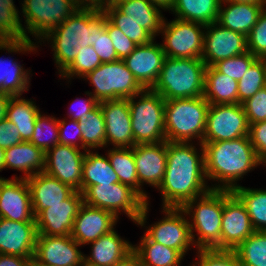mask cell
I'll return each mask as SVG.
<instances>
[{"mask_svg":"<svg viewBox=\"0 0 266 266\" xmlns=\"http://www.w3.org/2000/svg\"><path fill=\"white\" fill-rule=\"evenodd\" d=\"M249 123L242 104H210L202 143L248 136Z\"/></svg>","mask_w":266,"mask_h":266,"instance_id":"obj_12","label":"cell"},{"mask_svg":"<svg viewBox=\"0 0 266 266\" xmlns=\"http://www.w3.org/2000/svg\"><path fill=\"white\" fill-rule=\"evenodd\" d=\"M23 142L19 131L14 123L8 119L0 121V147L3 149L10 148Z\"/></svg>","mask_w":266,"mask_h":266,"instance_id":"obj_53","label":"cell"},{"mask_svg":"<svg viewBox=\"0 0 266 266\" xmlns=\"http://www.w3.org/2000/svg\"><path fill=\"white\" fill-rule=\"evenodd\" d=\"M223 207L224 190L218 189H211L181 207L191 218L188 222L196 249H221Z\"/></svg>","mask_w":266,"mask_h":266,"instance_id":"obj_5","label":"cell"},{"mask_svg":"<svg viewBox=\"0 0 266 266\" xmlns=\"http://www.w3.org/2000/svg\"><path fill=\"white\" fill-rule=\"evenodd\" d=\"M154 41L137 45L134 51L123 59L127 68L144 89H152L155 85L166 57L162 45Z\"/></svg>","mask_w":266,"mask_h":266,"instance_id":"obj_21","label":"cell"},{"mask_svg":"<svg viewBox=\"0 0 266 266\" xmlns=\"http://www.w3.org/2000/svg\"><path fill=\"white\" fill-rule=\"evenodd\" d=\"M257 59L251 52L247 51L242 55L220 60L213 67L218 72L239 81Z\"/></svg>","mask_w":266,"mask_h":266,"instance_id":"obj_46","label":"cell"},{"mask_svg":"<svg viewBox=\"0 0 266 266\" xmlns=\"http://www.w3.org/2000/svg\"><path fill=\"white\" fill-rule=\"evenodd\" d=\"M89 244L91 252L90 256L84 254V264L90 266H114L133 251V244L122 239L115 228Z\"/></svg>","mask_w":266,"mask_h":266,"instance_id":"obj_27","label":"cell"},{"mask_svg":"<svg viewBox=\"0 0 266 266\" xmlns=\"http://www.w3.org/2000/svg\"><path fill=\"white\" fill-rule=\"evenodd\" d=\"M87 121H78L82 132V144L84 151L106 147L105 119L98 104L92 111L87 113Z\"/></svg>","mask_w":266,"mask_h":266,"instance_id":"obj_38","label":"cell"},{"mask_svg":"<svg viewBox=\"0 0 266 266\" xmlns=\"http://www.w3.org/2000/svg\"><path fill=\"white\" fill-rule=\"evenodd\" d=\"M84 203L80 191H74L60 204L49 205L36 217L38 234L47 236L71 235L73 224L81 205Z\"/></svg>","mask_w":266,"mask_h":266,"instance_id":"obj_18","label":"cell"},{"mask_svg":"<svg viewBox=\"0 0 266 266\" xmlns=\"http://www.w3.org/2000/svg\"><path fill=\"white\" fill-rule=\"evenodd\" d=\"M254 232L249 214L241 200L231 190H224L221 249L234 250Z\"/></svg>","mask_w":266,"mask_h":266,"instance_id":"obj_17","label":"cell"},{"mask_svg":"<svg viewBox=\"0 0 266 266\" xmlns=\"http://www.w3.org/2000/svg\"><path fill=\"white\" fill-rule=\"evenodd\" d=\"M118 219L110 211L83 203L74 220L71 237L79 245H87L116 228Z\"/></svg>","mask_w":266,"mask_h":266,"instance_id":"obj_24","label":"cell"},{"mask_svg":"<svg viewBox=\"0 0 266 266\" xmlns=\"http://www.w3.org/2000/svg\"><path fill=\"white\" fill-rule=\"evenodd\" d=\"M163 219L146 227L144 232L152 241L178 250L184 257L195 246L185 212L181 208L162 207ZM186 217V218H185Z\"/></svg>","mask_w":266,"mask_h":266,"instance_id":"obj_13","label":"cell"},{"mask_svg":"<svg viewBox=\"0 0 266 266\" xmlns=\"http://www.w3.org/2000/svg\"><path fill=\"white\" fill-rule=\"evenodd\" d=\"M112 168L118 175L119 181L135 189L140 194L134 153L132 148L113 147L107 151Z\"/></svg>","mask_w":266,"mask_h":266,"instance_id":"obj_39","label":"cell"},{"mask_svg":"<svg viewBox=\"0 0 266 266\" xmlns=\"http://www.w3.org/2000/svg\"><path fill=\"white\" fill-rule=\"evenodd\" d=\"M19 13L13 0H0V50L11 54L37 52L39 45L25 39Z\"/></svg>","mask_w":266,"mask_h":266,"instance_id":"obj_25","label":"cell"},{"mask_svg":"<svg viewBox=\"0 0 266 266\" xmlns=\"http://www.w3.org/2000/svg\"><path fill=\"white\" fill-rule=\"evenodd\" d=\"M206 67L199 58L166 56L152 90L164 100L200 97L204 91Z\"/></svg>","mask_w":266,"mask_h":266,"instance_id":"obj_4","label":"cell"},{"mask_svg":"<svg viewBox=\"0 0 266 266\" xmlns=\"http://www.w3.org/2000/svg\"><path fill=\"white\" fill-rule=\"evenodd\" d=\"M30 72L32 71L23 68L16 60L0 57V93L22 96L23 92L29 90Z\"/></svg>","mask_w":266,"mask_h":266,"instance_id":"obj_36","label":"cell"},{"mask_svg":"<svg viewBox=\"0 0 266 266\" xmlns=\"http://www.w3.org/2000/svg\"><path fill=\"white\" fill-rule=\"evenodd\" d=\"M11 96L12 95L7 93H0V121L6 118Z\"/></svg>","mask_w":266,"mask_h":266,"instance_id":"obj_58","label":"cell"},{"mask_svg":"<svg viewBox=\"0 0 266 266\" xmlns=\"http://www.w3.org/2000/svg\"><path fill=\"white\" fill-rule=\"evenodd\" d=\"M133 153L140 195L148 201L149 196L142 186L148 184L158 189L162 183L167 161V141L157 144H137L133 146Z\"/></svg>","mask_w":266,"mask_h":266,"instance_id":"obj_19","label":"cell"},{"mask_svg":"<svg viewBox=\"0 0 266 266\" xmlns=\"http://www.w3.org/2000/svg\"><path fill=\"white\" fill-rule=\"evenodd\" d=\"M0 218L16 222H36L26 179L0 177Z\"/></svg>","mask_w":266,"mask_h":266,"instance_id":"obj_20","label":"cell"},{"mask_svg":"<svg viewBox=\"0 0 266 266\" xmlns=\"http://www.w3.org/2000/svg\"><path fill=\"white\" fill-rule=\"evenodd\" d=\"M82 247L71 235H37L33 263L36 266H83ZM79 248V249H78Z\"/></svg>","mask_w":266,"mask_h":266,"instance_id":"obj_14","label":"cell"},{"mask_svg":"<svg viewBox=\"0 0 266 266\" xmlns=\"http://www.w3.org/2000/svg\"><path fill=\"white\" fill-rule=\"evenodd\" d=\"M249 139L257 158L266 166V121L249 124Z\"/></svg>","mask_w":266,"mask_h":266,"instance_id":"obj_50","label":"cell"},{"mask_svg":"<svg viewBox=\"0 0 266 266\" xmlns=\"http://www.w3.org/2000/svg\"><path fill=\"white\" fill-rule=\"evenodd\" d=\"M234 252L241 266H266V231H255Z\"/></svg>","mask_w":266,"mask_h":266,"instance_id":"obj_41","label":"cell"},{"mask_svg":"<svg viewBox=\"0 0 266 266\" xmlns=\"http://www.w3.org/2000/svg\"><path fill=\"white\" fill-rule=\"evenodd\" d=\"M151 3H153L155 6H158L160 9L166 11L170 10L173 7L174 0H149Z\"/></svg>","mask_w":266,"mask_h":266,"instance_id":"obj_59","label":"cell"},{"mask_svg":"<svg viewBox=\"0 0 266 266\" xmlns=\"http://www.w3.org/2000/svg\"><path fill=\"white\" fill-rule=\"evenodd\" d=\"M247 49L259 59L266 57V8L247 36Z\"/></svg>","mask_w":266,"mask_h":266,"instance_id":"obj_47","label":"cell"},{"mask_svg":"<svg viewBox=\"0 0 266 266\" xmlns=\"http://www.w3.org/2000/svg\"><path fill=\"white\" fill-rule=\"evenodd\" d=\"M21 4L25 39L31 40L30 33L38 42L81 7L76 0H24Z\"/></svg>","mask_w":266,"mask_h":266,"instance_id":"obj_10","label":"cell"},{"mask_svg":"<svg viewBox=\"0 0 266 266\" xmlns=\"http://www.w3.org/2000/svg\"><path fill=\"white\" fill-rule=\"evenodd\" d=\"M133 245L142 266H180L183 255L173 248L152 241L146 234Z\"/></svg>","mask_w":266,"mask_h":266,"instance_id":"obj_34","label":"cell"},{"mask_svg":"<svg viewBox=\"0 0 266 266\" xmlns=\"http://www.w3.org/2000/svg\"><path fill=\"white\" fill-rule=\"evenodd\" d=\"M221 0H174L176 19L209 25L217 22Z\"/></svg>","mask_w":266,"mask_h":266,"instance_id":"obj_32","label":"cell"},{"mask_svg":"<svg viewBox=\"0 0 266 266\" xmlns=\"http://www.w3.org/2000/svg\"><path fill=\"white\" fill-rule=\"evenodd\" d=\"M80 6L84 7H97L103 8L106 5H109L113 0H76Z\"/></svg>","mask_w":266,"mask_h":266,"instance_id":"obj_57","label":"cell"},{"mask_svg":"<svg viewBox=\"0 0 266 266\" xmlns=\"http://www.w3.org/2000/svg\"><path fill=\"white\" fill-rule=\"evenodd\" d=\"M197 144L200 149L193 142L167 141L166 169L157 189L162 194V207L181 208L211 190L205 175L204 148Z\"/></svg>","mask_w":266,"mask_h":266,"instance_id":"obj_1","label":"cell"},{"mask_svg":"<svg viewBox=\"0 0 266 266\" xmlns=\"http://www.w3.org/2000/svg\"><path fill=\"white\" fill-rule=\"evenodd\" d=\"M105 155H100L92 150L86 151L83 160L81 193L92 185H111L120 182L107 154Z\"/></svg>","mask_w":266,"mask_h":266,"instance_id":"obj_33","label":"cell"},{"mask_svg":"<svg viewBox=\"0 0 266 266\" xmlns=\"http://www.w3.org/2000/svg\"><path fill=\"white\" fill-rule=\"evenodd\" d=\"M197 256L190 266H241L234 250L197 249Z\"/></svg>","mask_w":266,"mask_h":266,"instance_id":"obj_45","label":"cell"},{"mask_svg":"<svg viewBox=\"0 0 266 266\" xmlns=\"http://www.w3.org/2000/svg\"><path fill=\"white\" fill-rule=\"evenodd\" d=\"M107 19L119 28L136 45H144L155 40V37L137 22L126 17L112 3L102 8Z\"/></svg>","mask_w":266,"mask_h":266,"instance_id":"obj_40","label":"cell"},{"mask_svg":"<svg viewBox=\"0 0 266 266\" xmlns=\"http://www.w3.org/2000/svg\"><path fill=\"white\" fill-rule=\"evenodd\" d=\"M265 8L264 4L221 2L217 23L248 36Z\"/></svg>","mask_w":266,"mask_h":266,"instance_id":"obj_29","label":"cell"},{"mask_svg":"<svg viewBox=\"0 0 266 266\" xmlns=\"http://www.w3.org/2000/svg\"><path fill=\"white\" fill-rule=\"evenodd\" d=\"M45 159V152L43 150L30 141H23L18 145L5 149L4 169L19 170L24 175L12 177L28 179L35 174L44 172Z\"/></svg>","mask_w":266,"mask_h":266,"instance_id":"obj_28","label":"cell"},{"mask_svg":"<svg viewBox=\"0 0 266 266\" xmlns=\"http://www.w3.org/2000/svg\"><path fill=\"white\" fill-rule=\"evenodd\" d=\"M266 87L265 65L257 59L238 81V103L242 104Z\"/></svg>","mask_w":266,"mask_h":266,"instance_id":"obj_43","label":"cell"},{"mask_svg":"<svg viewBox=\"0 0 266 266\" xmlns=\"http://www.w3.org/2000/svg\"><path fill=\"white\" fill-rule=\"evenodd\" d=\"M232 192L245 206L255 231H266V189L239 185Z\"/></svg>","mask_w":266,"mask_h":266,"instance_id":"obj_37","label":"cell"},{"mask_svg":"<svg viewBox=\"0 0 266 266\" xmlns=\"http://www.w3.org/2000/svg\"><path fill=\"white\" fill-rule=\"evenodd\" d=\"M39 113L40 110L34 101L15 95L11 96L6 119L15 124L23 141H30Z\"/></svg>","mask_w":266,"mask_h":266,"instance_id":"obj_35","label":"cell"},{"mask_svg":"<svg viewBox=\"0 0 266 266\" xmlns=\"http://www.w3.org/2000/svg\"><path fill=\"white\" fill-rule=\"evenodd\" d=\"M249 124L266 121V87L242 103Z\"/></svg>","mask_w":266,"mask_h":266,"instance_id":"obj_48","label":"cell"},{"mask_svg":"<svg viewBox=\"0 0 266 266\" xmlns=\"http://www.w3.org/2000/svg\"><path fill=\"white\" fill-rule=\"evenodd\" d=\"M209 103L202 97L165 100V138L202 144Z\"/></svg>","mask_w":266,"mask_h":266,"instance_id":"obj_6","label":"cell"},{"mask_svg":"<svg viewBox=\"0 0 266 266\" xmlns=\"http://www.w3.org/2000/svg\"><path fill=\"white\" fill-rule=\"evenodd\" d=\"M202 60L213 66L220 60L242 55L248 51L247 36L232 31L217 22L205 25Z\"/></svg>","mask_w":266,"mask_h":266,"instance_id":"obj_15","label":"cell"},{"mask_svg":"<svg viewBox=\"0 0 266 266\" xmlns=\"http://www.w3.org/2000/svg\"><path fill=\"white\" fill-rule=\"evenodd\" d=\"M30 142L45 153L59 144V120L54 116L37 115L34 132Z\"/></svg>","mask_w":266,"mask_h":266,"instance_id":"obj_42","label":"cell"},{"mask_svg":"<svg viewBox=\"0 0 266 266\" xmlns=\"http://www.w3.org/2000/svg\"><path fill=\"white\" fill-rule=\"evenodd\" d=\"M263 60V63L265 65V76H266V57L261 58Z\"/></svg>","mask_w":266,"mask_h":266,"instance_id":"obj_62","label":"cell"},{"mask_svg":"<svg viewBox=\"0 0 266 266\" xmlns=\"http://www.w3.org/2000/svg\"><path fill=\"white\" fill-rule=\"evenodd\" d=\"M4 153L5 149L0 147V172L4 169Z\"/></svg>","mask_w":266,"mask_h":266,"instance_id":"obj_61","label":"cell"},{"mask_svg":"<svg viewBox=\"0 0 266 266\" xmlns=\"http://www.w3.org/2000/svg\"><path fill=\"white\" fill-rule=\"evenodd\" d=\"M105 119L106 147L132 148L134 137L128 99L99 102Z\"/></svg>","mask_w":266,"mask_h":266,"instance_id":"obj_22","label":"cell"},{"mask_svg":"<svg viewBox=\"0 0 266 266\" xmlns=\"http://www.w3.org/2000/svg\"><path fill=\"white\" fill-rule=\"evenodd\" d=\"M106 26L101 8L81 6L40 42H50L59 75L73 62L81 47L92 46L96 34Z\"/></svg>","mask_w":266,"mask_h":266,"instance_id":"obj_3","label":"cell"},{"mask_svg":"<svg viewBox=\"0 0 266 266\" xmlns=\"http://www.w3.org/2000/svg\"><path fill=\"white\" fill-rule=\"evenodd\" d=\"M33 259L0 254V266H31Z\"/></svg>","mask_w":266,"mask_h":266,"instance_id":"obj_55","label":"cell"},{"mask_svg":"<svg viewBox=\"0 0 266 266\" xmlns=\"http://www.w3.org/2000/svg\"><path fill=\"white\" fill-rule=\"evenodd\" d=\"M102 64L93 46L81 47L73 62L60 74L63 79L83 78ZM71 78V79H70Z\"/></svg>","mask_w":266,"mask_h":266,"instance_id":"obj_44","label":"cell"},{"mask_svg":"<svg viewBox=\"0 0 266 266\" xmlns=\"http://www.w3.org/2000/svg\"><path fill=\"white\" fill-rule=\"evenodd\" d=\"M139 98L138 100H135ZM134 146L157 144L165 138V100L152 89L128 98Z\"/></svg>","mask_w":266,"mask_h":266,"instance_id":"obj_8","label":"cell"},{"mask_svg":"<svg viewBox=\"0 0 266 266\" xmlns=\"http://www.w3.org/2000/svg\"><path fill=\"white\" fill-rule=\"evenodd\" d=\"M37 235L36 222L0 218V254L33 259Z\"/></svg>","mask_w":266,"mask_h":266,"instance_id":"obj_23","label":"cell"},{"mask_svg":"<svg viewBox=\"0 0 266 266\" xmlns=\"http://www.w3.org/2000/svg\"><path fill=\"white\" fill-rule=\"evenodd\" d=\"M202 97L209 104H238V81L207 66Z\"/></svg>","mask_w":266,"mask_h":266,"instance_id":"obj_31","label":"cell"},{"mask_svg":"<svg viewBox=\"0 0 266 266\" xmlns=\"http://www.w3.org/2000/svg\"><path fill=\"white\" fill-rule=\"evenodd\" d=\"M82 195L87 205L110 211L117 218L123 212L135 224L146 227L149 200L146 201L132 187L120 182L111 185H92Z\"/></svg>","mask_w":266,"mask_h":266,"instance_id":"obj_7","label":"cell"},{"mask_svg":"<svg viewBox=\"0 0 266 266\" xmlns=\"http://www.w3.org/2000/svg\"><path fill=\"white\" fill-rule=\"evenodd\" d=\"M71 121H67V119L63 118L62 120L59 119V144L61 145H69L73 147H77L79 149H83L82 144V132L79 127L78 121L69 119ZM71 125V130L73 131V137H70L68 134V125ZM69 125V126H70ZM72 136V135H71ZM76 136V137H75Z\"/></svg>","mask_w":266,"mask_h":266,"instance_id":"obj_52","label":"cell"},{"mask_svg":"<svg viewBox=\"0 0 266 266\" xmlns=\"http://www.w3.org/2000/svg\"><path fill=\"white\" fill-rule=\"evenodd\" d=\"M221 2L264 4L263 0H221Z\"/></svg>","mask_w":266,"mask_h":266,"instance_id":"obj_60","label":"cell"},{"mask_svg":"<svg viewBox=\"0 0 266 266\" xmlns=\"http://www.w3.org/2000/svg\"><path fill=\"white\" fill-rule=\"evenodd\" d=\"M30 193L34 217L49 205L60 204L75 190L45 172H40L26 179Z\"/></svg>","mask_w":266,"mask_h":266,"instance_id":"obj_26","label":"cell"},{"mask_svg":"<svg viewBox=\"0 0 266 266\" xmlns=\"http://www.w3.org/2000/svg\"><path fill=\"white\" fill-rule=\"evenodd\" d=\"M112 4L126 17L148 30L155 38L164 22L162 10L149 0H113Z\"/></svg>","mask_w":266,"mask_h":266,"instance_id":"obj_30","label":"cell"},{"mask_svg":"<svg viewBox=\"0 0 266 266\" xmlns=\"http://www.w3.org/2000/svg\"><path fill=\"white\" fill-rule=\"evenodd\" d=\"M85 94L89 96L88 99L80 100L79 98H76V100H74V102L71 104L72 110L70 108V112L67 114L69 116L68 118L76 121H87V113L92 111L99 104V102L89 93V91H86ZM75 102L77 103L75 104ZM74 104L78 106V108L75 106V109H73Z\"/></svg>","mask_w":266,"mask_h":266,"instance_id":"obj_54","label":"cell"},{"mask_svg":"<svg viewBox=\"0 0 266 266\" xmlns=\"http://www.w3.org/2000/svg\"><path fill=\"white\" fill-rule=\"evenodd\" d=\"M85 155L86 151L81 152L77 147L56 144L45 153L44 172L81 192Z\"/></svg>","mask_w":266,"mask_h":266,"instance_id":"obj_16","label":"cell"},{"mask_svg":"<svg viewBox=\"0 0 266 266\" xmlns=\"http://www.w3.org/2000/svg\"><path fill=\"white\" fill-rule=\"evenodd\" d=\"M82 79L94 87L89 93L98 102L128 99L144 90L123 60L102 63Z\"/></svg>","mask_w":266,"mask_h":266,"instance_id":"obj_9","label":"cell"},{"mask_svg":"<svg viewBox=\"0 0 266 266\" xmlns=\"http://www.w3.org/2000/svg\"><path fill=\"white\" fill-rule=\"evenodd\" d=\"M92 46L100 57L102 63H109L120 60L105 27L96 34V39Z\"/></svg>","mask_w":266,"mask_h":266,"instance_id":"obj_51","label":"cell"},{"mask_svg":"<svg viewBox=\"0 0 266 266\" xmlns=\"http://www.w3.org/2000/svg\"><path fill=\"white\" fill-rule=\"evenodd\" d=\"M105 28L120 60H123L134 51L137 45L134 44L133 41L130 40L119 28L114 26L107 17Z\"/></svg>","mask_w":266,"mask_h":266,"instance_id":"obj_49","label":"cell"},{"mask_svg":"<svg viewBox=\"0 0 266 266\" xmlns=\"http://www.w3.org/2000/svg\"><path fill=\"white\" fill-rule=\"evenodd\" d=\"M202 145L206 179L216 182L211 189L232 191L239 186L237 182L244 175L260 165L264 166L257 158L249 136Z\"/></svg>","mask_w":266,"mask_h":266,"instance_id":"obj_2","label":"cell"},{"mask_svg":"<svg viewBox=\"0 0 266 266\" xmlns=\"http://www.w3.org/2000/svg\"><path fill=\"white\" fill-rule=\"evenodd\" d=\"M114 266H142L138 255L132 251Z\"/></svg>","mask_w":266,"mask_h":266,"instance_id":"obj_56","label":"cell"},{"mask_svg":"<svg viewBox=\"0 0 266 266\" xmlns=\"http://www.w3.org/2000/svg\"><path fill=\"white\" fill-rule=\"evenodd\" d=\"M205 25L174 19H164L160 34L165 55L170 58H202ZM163 34V35H162Z\"/></svg>","mask_w":266,"mask_h":266,"instance_id":"obj_11","label":"cell"}]
</instances>
